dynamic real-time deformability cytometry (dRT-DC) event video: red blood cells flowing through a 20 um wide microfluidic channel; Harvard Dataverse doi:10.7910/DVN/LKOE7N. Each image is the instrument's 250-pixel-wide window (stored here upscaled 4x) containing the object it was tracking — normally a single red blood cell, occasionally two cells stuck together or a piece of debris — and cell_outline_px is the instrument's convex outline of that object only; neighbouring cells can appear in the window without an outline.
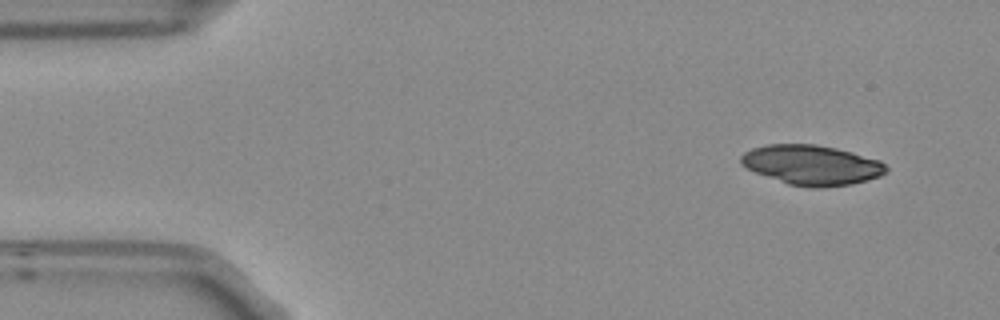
{"species": "Egyptian fruit bat (a non-hibernating species)", "species_latin": "Rousettus aegyptiacus", "temperature_condition": "room temperature", "stored_images_in_passage": 5, "segment_of_instrument_passage": [1, 2], "camera_frame_rate_fps": 3000, "um_per_image_px": 0.085, "frame": {"image": 1, "passage_image": 1, "time_ms": 0.0, "image_size_px": [1000, 320], "cell_outline_px": [[888, 172], [880, 176], [868, 180], [852, 184], [824, 188], [812, 188], [788, 184], [744, 168], [740, 164], [740, 156], [744, 152], [752, 148], [768, 144], [816, 144], [836, 148], [852, 152], [880, 160], [888, 168]], "centroid_in_image_um": [68.99, 14.03], "position_along_channel_um": 16.0, "area_um2": 34.04}}